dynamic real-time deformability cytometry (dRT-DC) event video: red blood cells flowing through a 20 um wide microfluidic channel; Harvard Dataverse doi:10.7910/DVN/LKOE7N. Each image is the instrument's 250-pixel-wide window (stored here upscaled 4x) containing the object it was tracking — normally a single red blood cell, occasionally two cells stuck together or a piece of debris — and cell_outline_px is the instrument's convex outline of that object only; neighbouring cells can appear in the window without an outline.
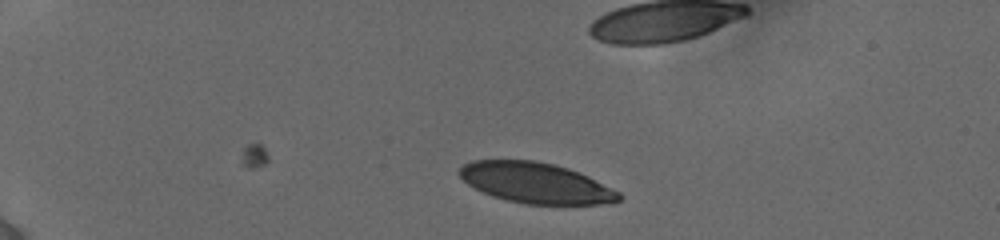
{"species": "human", "species_latin": "Homo sapiens", "temperature_condition": "cold", "stored_images_in_passage": 31, "segment_of_instrument_passage": [1, 2], "camera_frame_rate_fps": 3000, "um_per_image_px": 0.085, "donor": {"sex": "female"}, "frame": {"image": 1, "passage_image": 3, "time_ms": 0.667, "image_size_px": [1000, 240], "cell_outline_px": [[624, 196], [620, 200], [612, 204], [524, 204], [492, 196], [468, 184], [456, 172], [464, 164], [472, 160], [532, 160], [552, 164], [568, 168], [588, 176], [620, 192]], "centroid_in_image_um": [45.57, 15.55], "position_along_channel_um": 39.4, "area_um2": 37.69}}
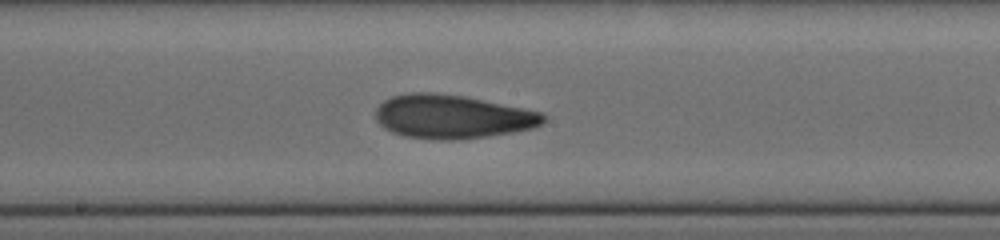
{"frame": {"image": 2, "passage_image": 27, "time_ms": 7.0, "image_size_px": [1000, 240], "cell_outline_px": [[548, 116], [540, 124], [532, 128], [512, 132], [488, 136], [456, 140], [440, 140], [408, 136], [392, 132], [384, 128], [376, 120], [376, 108], [384, 100], [392, 96], [408, 92], [436, 92], [464, 96], [544, 112]], "centroid_in_image_um": [38.45, 9.9], "position_along_channel_um": 209.8, "area_um2": 42.83}}
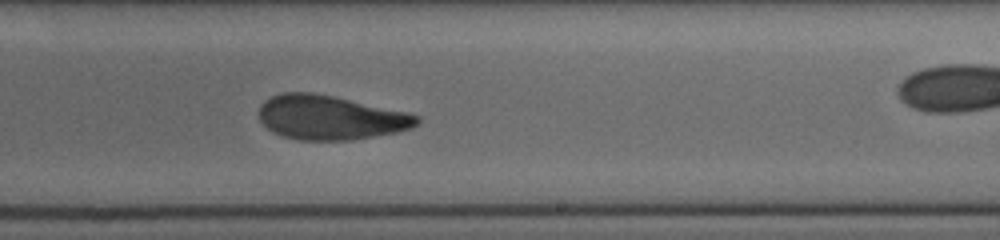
{"frame": {"image": 3, "passage_image": 30, "time_ms": 8.333, "image_size_px": [1000, 240], "cell_outline_px": [[420, 124], [412, 128], [400, 132], [352, 140], [300, 140], [284, 136], [272, 132], [260, 120], [260, 104], [264, 100], [272, 96], [284, 92], [312, 92], [332, 96], [408, 112], [420, 116]], "centroid_in_image_um": [28.12, 9.99], "position_along_channel_um": 260.9, "area_um2": 40.86}}